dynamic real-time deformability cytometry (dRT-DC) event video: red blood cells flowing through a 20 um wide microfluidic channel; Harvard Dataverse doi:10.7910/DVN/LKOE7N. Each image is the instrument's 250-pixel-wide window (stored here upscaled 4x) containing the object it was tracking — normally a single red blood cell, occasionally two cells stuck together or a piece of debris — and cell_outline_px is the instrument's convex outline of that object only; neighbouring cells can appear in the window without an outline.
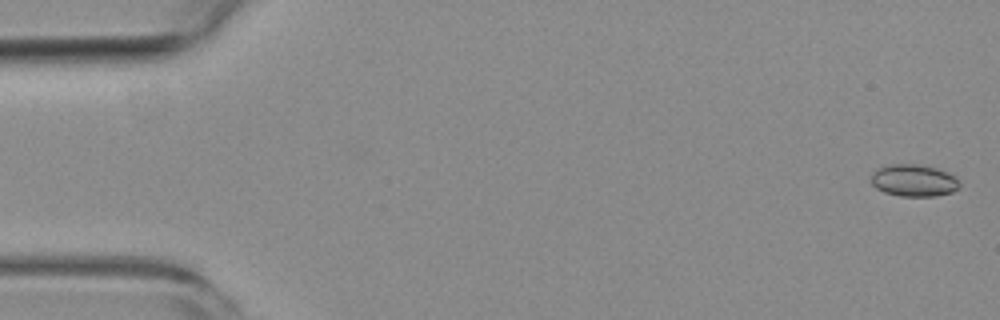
{"species": "common noctule bat (a hibernating species)", "species_latin": "Nyctalus noctula", "temperature_condition": "room temperature", "stored_images_in_passage": 2, "camera_frame_rate_fps": 3000, "um_per_image_px": 0.085, "animal": {"sex": "female", "body_mass_g": 19.3, "forearm_length_mm": 54.1}, "frame": {"image": 1, "passage_image": 2, "time_ms": 1.333, "image_size_px": [1000, 320], "cell_outline_px": [[960, 188], [952, 192], [936, 196], [900, 196], [884, 192], [876, 188], [872, 184], [872, 172], [876, 168], [884, 164], [920, 164], [936, 168], [948, 172], [956, 176], [960, 180]], "centroid_in_image_um": [77.69, 15.33], "position_along_channel_um": 7.3, "area_um2": 16.88}}